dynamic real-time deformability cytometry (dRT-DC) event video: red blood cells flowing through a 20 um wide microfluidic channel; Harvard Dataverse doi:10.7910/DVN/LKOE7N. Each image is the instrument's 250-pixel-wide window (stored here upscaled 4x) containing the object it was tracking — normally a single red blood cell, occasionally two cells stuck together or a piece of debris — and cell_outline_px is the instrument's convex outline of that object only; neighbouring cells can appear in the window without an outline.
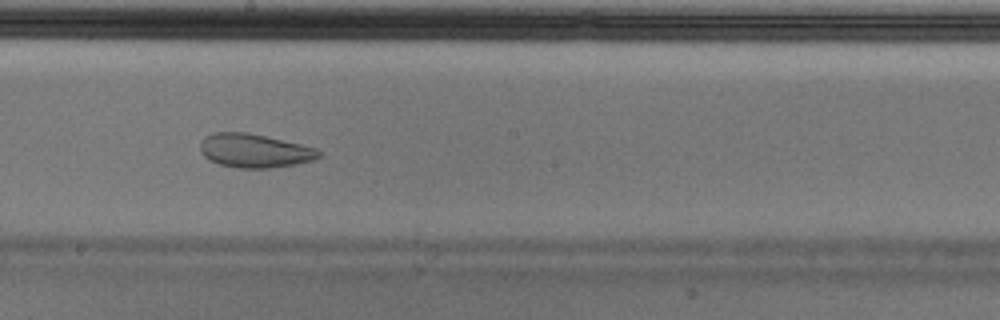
{"species": "Egyptian fruit bat (a non-hibernating species)", "species_latin": "Rousettus aegyptiacus", "temperature_condition": "cold", "stored_images_in_passage": 43, "camera_frame_rate_fps": 3000, "um_per_image_px": 0.085, "animal": {"sex": "male"}, "frame": {"image": 1, "passage_image": 19, "time_ms": 6.0, "image_size_px": [1000, 320], "cell_outline_px": [[320, 156], [312, 160], [296, 164], [268, 168], [240, 168], [220, 164], [208, 160], [200, 152], [200, 144], [204, 136], [212, 132], [248, 132], [300, 144], [316, 148], [320, 152]], "centroid_in_image_um": [21.58, 12.8], "position_along_channel_um": 226.6, "area_um2": 23.29}}